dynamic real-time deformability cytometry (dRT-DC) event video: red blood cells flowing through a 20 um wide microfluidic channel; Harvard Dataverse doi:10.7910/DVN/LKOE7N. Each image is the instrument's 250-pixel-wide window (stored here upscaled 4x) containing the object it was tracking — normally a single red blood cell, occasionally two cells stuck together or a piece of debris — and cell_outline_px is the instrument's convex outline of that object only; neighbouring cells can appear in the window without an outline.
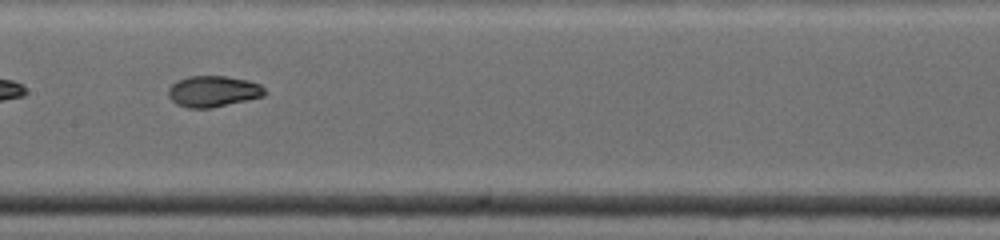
{"species": "common noctule bat (a hibernating species)", "species_latin": "Nyctalus noctula", "temperature_condition": "warm", "stored_images_in_passage": 29, "camera_frame_rate_fps": 4500, "um_per_image_px": 0.085, "animal": {"sex": "female", "body_mass_g": 19.0, "forearm_length_mm": 53.3}, "frame": {"image": 1, "passage_image": 28, "time_ms": 6.0, "image_size_px": [1000, 240], "cell_outline_px": [[268, 92], [264, 96], [212, 108], [188, 108], [176, 104], [168, 96], [168, 88], [176, 80], [188, 76], [224, 76], [248, 80], [260, 84]], "centroid_in_image_um": [18.11, 7.76], "position_along_channel_um": 189.3, "area_um2": 17.63}}